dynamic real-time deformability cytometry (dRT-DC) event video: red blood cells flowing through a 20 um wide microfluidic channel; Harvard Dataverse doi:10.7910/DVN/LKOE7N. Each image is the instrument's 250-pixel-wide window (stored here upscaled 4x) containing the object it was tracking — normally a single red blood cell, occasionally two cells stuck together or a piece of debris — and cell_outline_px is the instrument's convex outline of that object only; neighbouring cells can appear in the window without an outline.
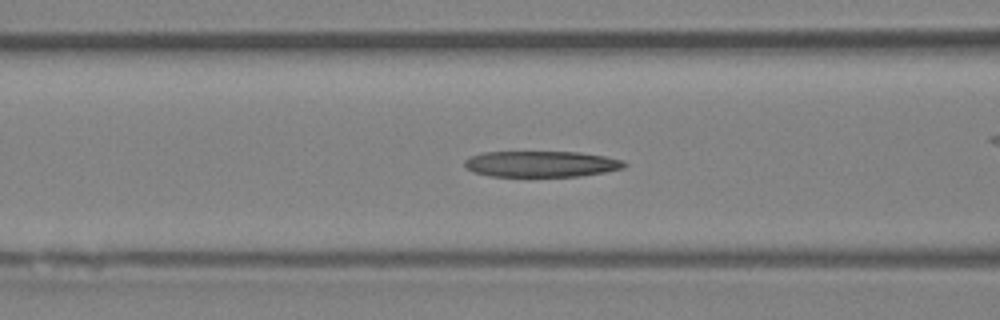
{"species": "Egyptian fruit bat (a non-hibernating species)", "species_latin": "Rousettus aegyptiacus", "temperature_condition": "room temperature", "stored_images_in_passage": 52, "camera_frame_rate_fps": 3000, "um_per_image_px": 0.085, "animal": {"sex": "female"}, "frame": {"image": 1, "passage_image": 20, "time_ms": 6.333, "image_size_px": [1000, 320], "cell_outline_px": [[628, 164], [624, 168], [604, 172], [580, 176], [492, 176], [476, 172], [468, 168], [464, 164], [464, 160], [468, 156], [480, 152], [580, 152], [604, 156], [624, 160]], "centroid_in_image_um": [46.02, 13.93], "position_along_channel_um": 120.6, "area_um2": 24.22}}
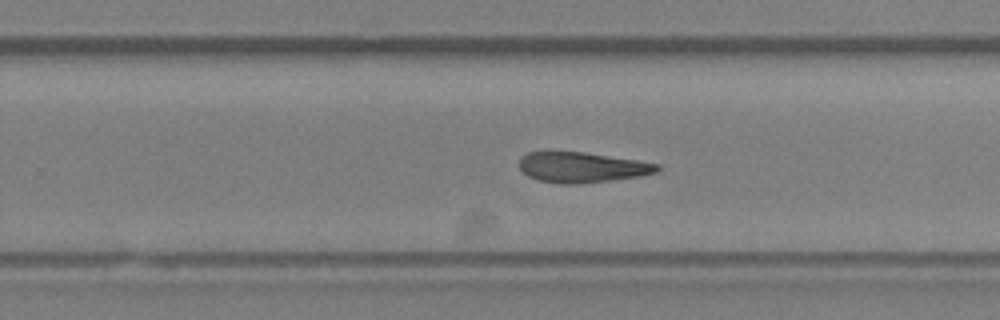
{"frame": {"image": 2, "passage_image": 32, "time_ms": 10.333, "image_size_px": [1000, 320], "cell_outline_px": [[660, 168], [656, 172], [640, 176], [576, 184], [560, 184], [540, 180], [528, 176], [520, 168], [520, 156], [528, 152], [548, 148], [584, 152], [636, 160], [660, 164]], "centroid_in_image_um": [49.38, 14.17], "position_along_channel_um": 280.4, "area_um2": 24.91}}
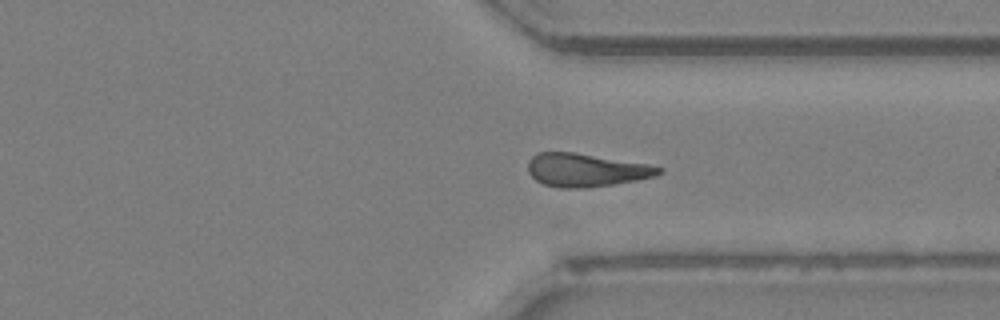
{"frame": {"image": 3, "passage_image": 38, "time_ms": 12.333, "image_size_px": [1000, 320], "cell_outline_px": [[664, 172], [652, 176], [636, 180], [588, 188], [560, 188], [544, 184], [536, 180], [528, 172], [528, 160], [536, 152], [572, 152], [648, 164], [664, 168]], "centroid_in_image_um": [49.78, 14.45], "position_along_channel_um": 361.6, "area_um2": 25.2}}